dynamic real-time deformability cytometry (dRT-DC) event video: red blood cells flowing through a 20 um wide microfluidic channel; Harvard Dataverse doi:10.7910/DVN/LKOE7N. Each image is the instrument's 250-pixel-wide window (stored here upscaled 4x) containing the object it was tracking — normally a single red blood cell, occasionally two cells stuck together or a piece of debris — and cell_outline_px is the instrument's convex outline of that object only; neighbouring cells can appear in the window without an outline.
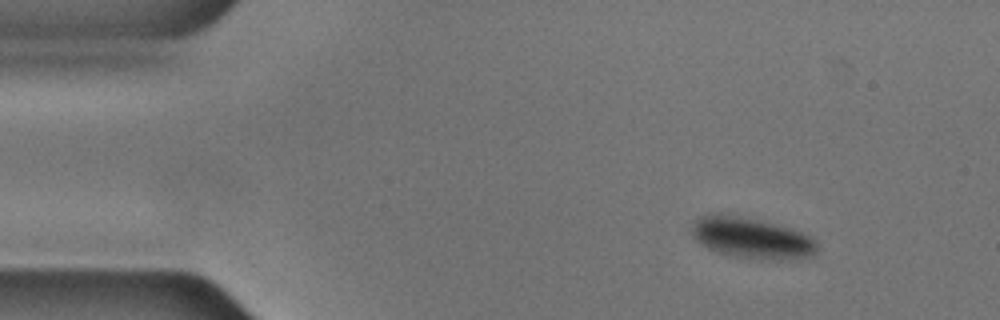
{"species": "common noctule bat (a hibernating species)", "species_latin": "Nyctalus noctula", "temperature_condition": "cold", "stored_images_in_passage": 50, "camera_frame_rate_fps": 3000, "um_per_image_px": 0.085, "animal": {"sex": "male", "body_mass_g": 17.9, "forearm_length_mm": 54.2}, "frame": {"image": 1, "passage_image": 1, "time_ms": 0.0, "image_size_px": [1000, 320], "cell_outline_px": [[820, 248], [816, 256], [792, 260], [756, 260], [732, 256], [716, 252], [700, 244], [692, 236], [692, 224], [700, 216], [712, 212], [720, 212], [760, 220], [776, 224], [812, 236]], "centroid_in_image_um": [63.92, 20.25], "position_along_channel_um": 21.1, "area_um2": 30.87}}
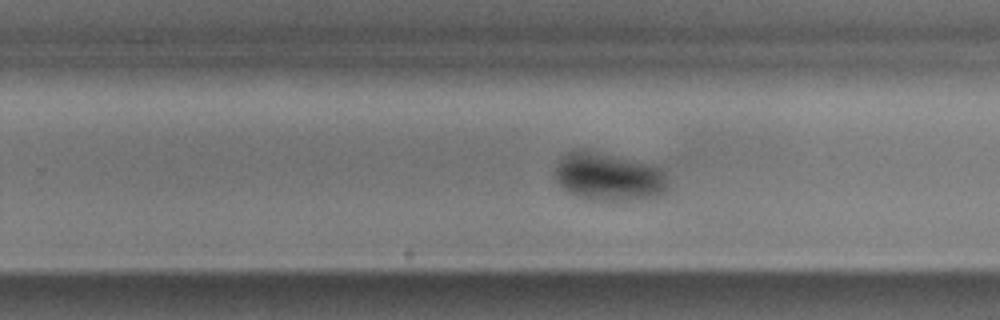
{"frame": {"image": 2, "passage_image": 29, "time_ms": 9.333, "image_size_px": [1000, 320], "cell_outline_px": [[664, 188], [660, 192], [644, 196], [608, 200], [592, 200], [576, 196], [564, 188], [560, 184], [556, 176], [556, 164], [568, 152], [588, 152], [616, 156], [632, 160], [660, 168], [664, 172]], "centroid_in_image_um": [51.64, 15.02], "position_along_channel_um": 278.2, "area_um2": 29.48}}
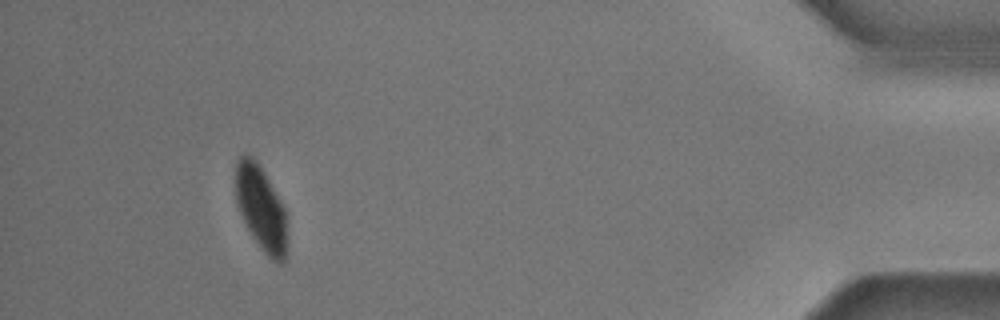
{"frame": {"image": 3, "passage_image": 46, "time_ms": 15.0, "image_size_px": [1000, 320], "cell_outline_px": [[288, 248], [284, 264], [280, 264], [272, 260], [264, 252], [252, 236], [236, 204], [236, 160], [244, 152], [248, 152], [256, 160], [264, 172], [280, 200], [288, 216]], "centroid_in_image_um": [22.23, 17.73], "position_along_channel_um": 413.0, "area_um2": 26.01}}